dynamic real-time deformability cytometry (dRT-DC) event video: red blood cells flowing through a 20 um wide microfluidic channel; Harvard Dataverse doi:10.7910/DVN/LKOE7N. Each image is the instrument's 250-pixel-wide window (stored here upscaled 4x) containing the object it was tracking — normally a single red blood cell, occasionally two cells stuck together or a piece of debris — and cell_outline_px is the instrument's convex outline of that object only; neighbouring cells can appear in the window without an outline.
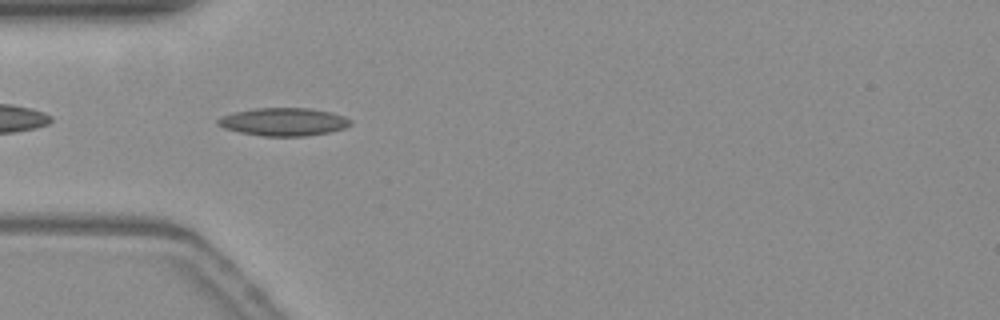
{"species": "common noctule bat (a hibernating species)", "species_latin": "Nyctalus noctula", "temperature_condition": "warm", "stored_images_in_passage": 27, "camera_frame_rate_fps": 3000, "um_per_image_px": 0.085, "animal": {"sex": "female", "body_mass_g": 19.3, "forearm_length_mm": 54.1}, "frame": {"image": 1, "passage_image": 2, "time_ms": 0.333, "image_size_px": [1000, 320], "cell_outline_px": [[352, 124], [344, 128], [328, 132], [304, 136], [260, 136], [240, 132], [224, 128], [216, 124], [216, 120], [220, 116], [232, 112], [256, 108], [308, 108], [332, 112], [344, 116], [352, 120]], "centroid_in_image_um": [24.08, 10.35], "position_along_channel_um": 60.9, "area_um2": 21.73}}
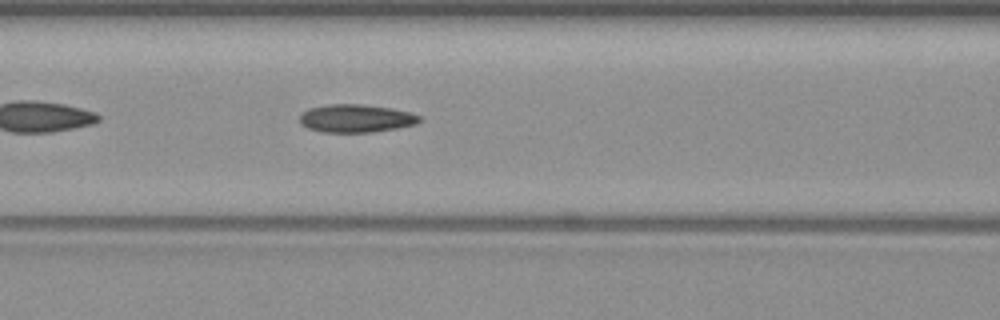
{"frame": {"image": 2, "passage_image": 8, "time_ms": 2.333, "image_size_px": [1000, 320], "cell_outline_px": [[420, 120], [416, 124], [396, 128], [372, 132], [324, 132], [308, 128], [300, 124], [300, 112], [308, 108], [328, 104], [360, 104], [392, 108], [408, 112], [420, 116]], "centroid_in_image_um": [30.21, 10.05], "position_along_channel_um": 136.4, "area_um2": 19.54}}
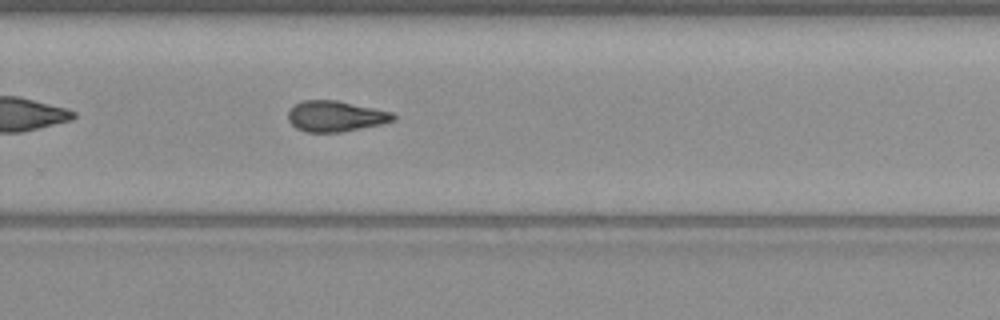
{"frame": {"image": 3, "passage_image": 21, "time_ms": 6.667, "image_size_px": [1000, 320], "cell_outline_px": [[396, 120], [380, 124], [344, 132], [304, 132], [296, 128], [288, 120], [288, 112], [296, 104], [304, 100], [336, 100], [392, 112], [396, 116]], "centroid_in_image_um": [28.52, 9.89], "position_along_channel_um": 301.3, "area_um2": 18.79}, "authors_computed_cell_mechanics": {"area_um2": 18.9584, "velocity_mm_per_s": 3.8161, "shape_relaxation_time_tau1_ms": null, "shape_relaxation_time_tau2_ms": 2.8113, "deformation_change_tau1": null, "deformation_change_tau2": 0.1065}}